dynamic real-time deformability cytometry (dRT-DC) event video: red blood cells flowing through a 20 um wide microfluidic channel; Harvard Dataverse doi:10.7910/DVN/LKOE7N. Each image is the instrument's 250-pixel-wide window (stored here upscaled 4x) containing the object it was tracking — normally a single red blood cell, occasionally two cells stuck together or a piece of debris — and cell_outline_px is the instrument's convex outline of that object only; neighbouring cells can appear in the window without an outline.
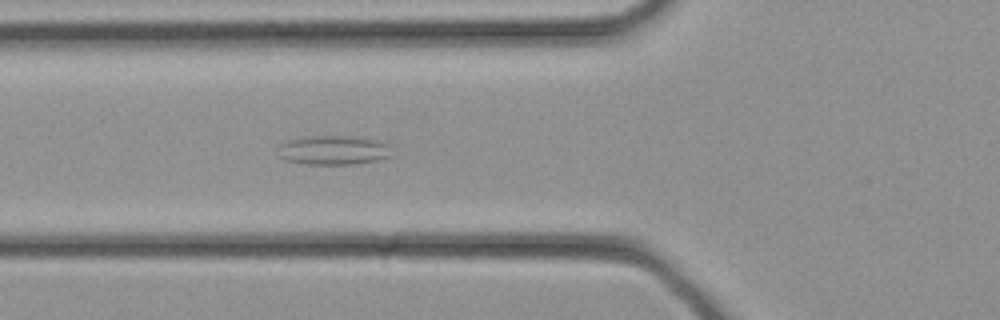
{"species": "common noctule bat (a hibernating species)", "species_latin": "Nyctalus noctula", "temperature_condition": "cold", "stored_images_in_passage": 28, "camera_frame_rate_fps": 3000, "um_per_image_px": 0.085, "animal": {"sex": "female", "body_mass_g": 21.9}, "frame": {"image": 1, "passage_image": 8, "time_ms": 2.333, "image_size_px": [1000, 320], "cell_outline_px": [[388, 156], [380, 160], [352, 164], [304, 164], [284, 160], [280, 156], [276, 144], [300, 136], [364, 136], [388, 144]], "centroid_in_image_um": [28.26, 12.74], "position_along_channel_um": 97.5, "area_um2": 19.65}}
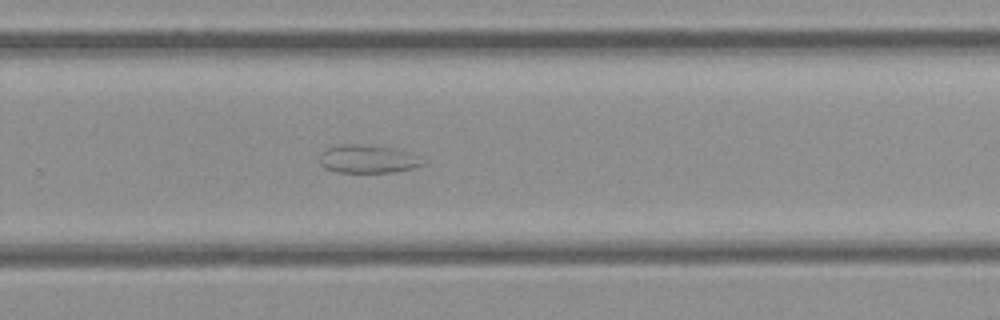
{"frame": {"image": 2, "passage_image": 18, "time_ms": 5.667, "image_size_px": [1000, 320], "cell_outline_px": [[428, 160], [424, 164], [416, 168], [392, 172], [336, 172], [324, 168], [320, 164], [320, 152], [328, 148], [340, 144], [368, 144], [396, 148]], "centroid_in_image_um": [31.29, 13.51], "position_along_channel_um": 298.5, "area_um2": 17.28}}
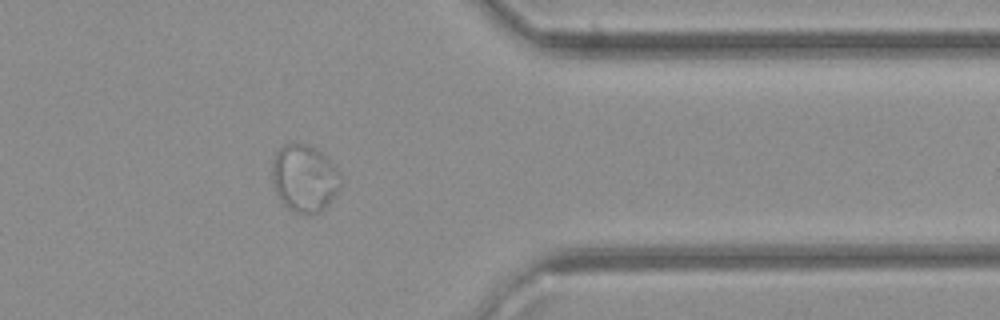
{"frame": {"image": 3, "passage_image": 23, "time_ms": 7.333, "image_size_px": [1000, 320], "cell_outline_px": [[340, 188], [332, 200], [320, 212], [312, 216], [308, 216], [296, 212], [288, 208], [276, 196], [272, 180], [272, 160], [276, 152], [284, 144], [308, 144], [316, 148], [340, 172]], "centroid_in_image_um": [25.86, 15.19], "position_along_channel_um": 385.5, "area_um2": 27.11}}